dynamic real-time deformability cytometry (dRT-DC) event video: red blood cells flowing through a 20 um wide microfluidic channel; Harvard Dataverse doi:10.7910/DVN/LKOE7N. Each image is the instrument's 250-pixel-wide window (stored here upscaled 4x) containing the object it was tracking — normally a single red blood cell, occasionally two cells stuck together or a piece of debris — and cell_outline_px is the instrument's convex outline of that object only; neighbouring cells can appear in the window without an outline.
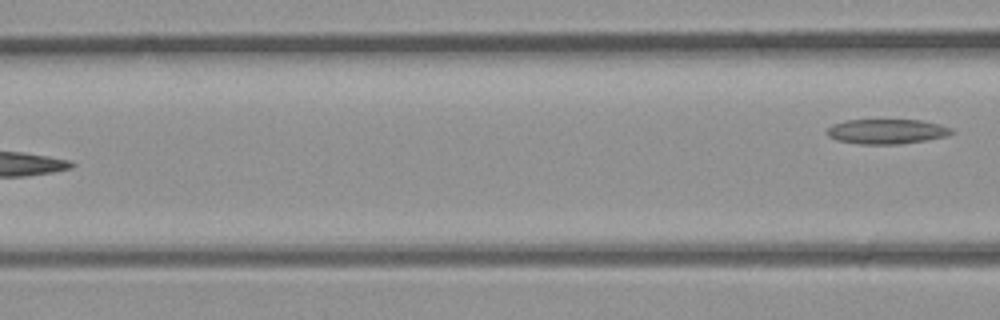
{"species": "common noctule bat (a hibernating species)", "species_latin": "Nyctalus noctula", "temperature_condition": "room temperature", "stored_images_in_passage": 5, "camera_frame_rate_fps": 3000, "um_per_image_px": 0.085, "animal": {"sex": "male", "body_mass_g": 23.1, "forearm_length_mm": 52.7}, "frame": {"image": 1, "passage_image": 5, "time_ms": 1.333, "image_size_px": [1000, 320], "cell_outline_px": [[956, 132], [944, 136], [924, 140], [900, 144], [860, 144], [836, 140], [828, 136], [824, 132], [832, 124], [844, 120], [920, 120], [952, 128]], "centroid_in_image_um": [75.3, 11.17], "position_along_channel_um": 91.3, "area_um2": 17.98}}